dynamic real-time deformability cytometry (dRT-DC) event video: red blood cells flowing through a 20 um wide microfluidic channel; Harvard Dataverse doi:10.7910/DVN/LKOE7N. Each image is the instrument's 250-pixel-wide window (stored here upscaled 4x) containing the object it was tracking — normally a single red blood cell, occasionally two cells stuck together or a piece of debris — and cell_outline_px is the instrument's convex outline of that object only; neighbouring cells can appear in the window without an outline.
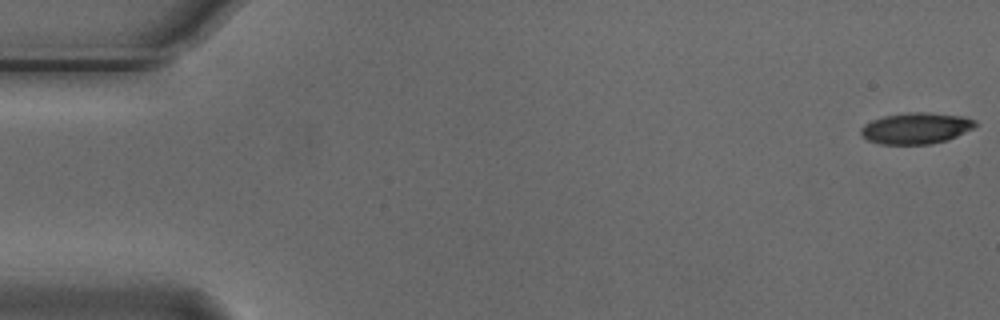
{"species": "Egyptian fruit bat (a non-hibernating species)", "species_latin": "Rousettus aegyptiacus", "temperature_condition": "cold", "stored_images_in_passage": 8, "camera_frame_rate_fps": 3000, "um_per_image_px": 0.085, "animal": {"sex": "male"}, "frame": {"image": 1, "passage_image": 1, "time_ms": 0.0, "image_size_px": [1000, 320], "cell_outline_px": [[976, 124], [972, 128], [948, 140], [928, 144], [880, 144], [868, 140], [860, 132], [860, 128], [864, 124], [872, 120], [884, 116], [908, 112], [928, 112], [964, 116], [976, 120]], "centroid_in_image_um": [77.85, 10.89], "position_along_channel_um": 7.1, "area_um2": 20.75}}